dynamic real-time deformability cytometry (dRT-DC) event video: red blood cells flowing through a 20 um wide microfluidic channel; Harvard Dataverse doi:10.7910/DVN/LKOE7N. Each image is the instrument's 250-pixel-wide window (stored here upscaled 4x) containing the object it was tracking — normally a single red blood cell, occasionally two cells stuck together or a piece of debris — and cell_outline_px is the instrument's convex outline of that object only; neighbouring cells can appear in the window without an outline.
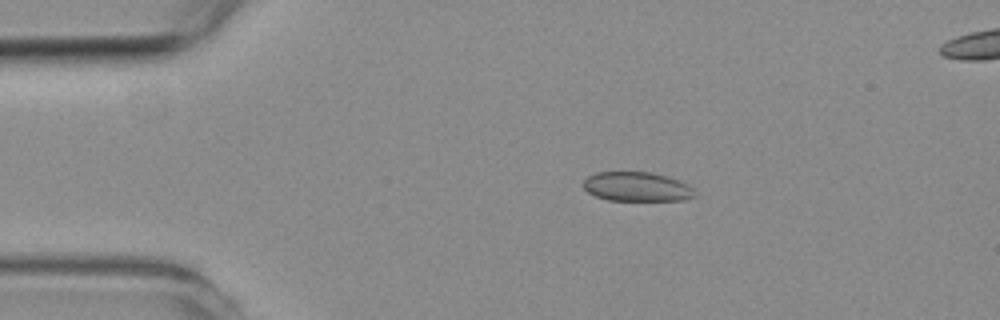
{"species": "common noctule bat (a hibernating species)", "species_latin": "Nyctalus noctula", "temperature_condition": "room temperature", "stored_images_in_passage": 3, "camera_frame_rate_fps": 3000, "um_per_image_px": 0.085, "animal": {"sex": "female", "body_mass_g": 19.3, "forearm_length_mm": 54.1}, "frame": {"image": 1, "passage_image": 1, "time_ms": 0.0, "image_size_px": [1000, 320], "cell_outline_px": [[696, 196], [684, 200], [608, 200], [596, 196], [588, 192], [584, 188], [584, 180], [588, 176], [596, 172], [648, 172], [668, 176], [680, 180], [688, 184], [692, 188]], "centroid_in_image_um": [54.15, 15.86], "position_along_channel_um": 30.8, "area_um2": 19.02}}